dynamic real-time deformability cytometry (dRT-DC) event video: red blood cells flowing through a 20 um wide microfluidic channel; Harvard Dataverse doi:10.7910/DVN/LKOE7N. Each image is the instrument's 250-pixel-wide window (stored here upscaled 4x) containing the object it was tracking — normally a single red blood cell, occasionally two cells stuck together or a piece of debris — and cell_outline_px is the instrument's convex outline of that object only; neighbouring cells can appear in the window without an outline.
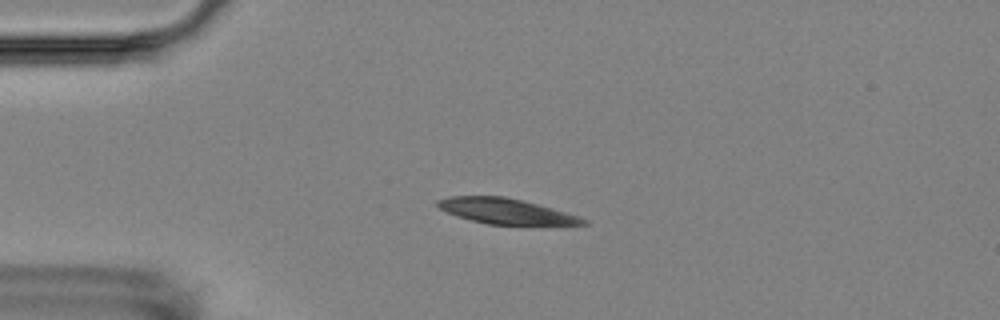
{"species": "Egyptian fruit bat (a non-hibernating species)", "species_latin": "Rousettus aegyptiacus", "temperature_condition": "room temperature", "stored_images_in_passage": 3, "camera_frame_rate_fps": 3000, "um_per_image_px": 0.085, "animal": {"sex": "female"}, "frame": {"image": 1, "passage_image": 2, "time_ms": 2.0, "image_size_px": [1000, 320], "cell_outline_px": [[588, 224], [488, 224], [456, 216], [440, 208], [436, 204], [436, 200], [448, 196], [504, 196], [524, 200], [580, 216], [588, 220]], "centroid_in_image_um": [42.98, 17.93], "position_along_channel_um": 42.0, "area_um2": 21.33}}